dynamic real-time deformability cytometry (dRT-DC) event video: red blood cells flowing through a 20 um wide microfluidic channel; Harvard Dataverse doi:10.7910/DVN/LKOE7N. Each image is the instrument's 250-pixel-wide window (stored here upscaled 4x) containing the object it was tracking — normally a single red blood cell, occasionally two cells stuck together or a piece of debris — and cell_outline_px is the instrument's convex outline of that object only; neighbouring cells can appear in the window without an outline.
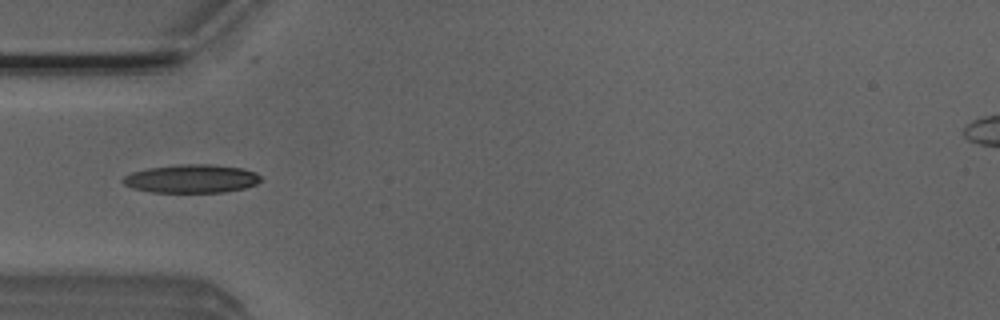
{"species": "Egyptian fruit bat (a non-hibernating species)", "species_latin": "Rousettus aegyptiacus", "temperature_condition": "room temperature", "stored_images_in_passage": 4, "camera_frame_rate_fps": 3000, "um_per_image_px": 0.085, "animal": {"sex": "male"}, "frame": {"image": 1, "passage_image": 4, "time_ms": 1.0, "image_size_px": [1000, 320], "cell_outline_px": [[264, 180], [256, 184], [244, 188], [224, 192], [152, 192], [132, 188], [124, 184], [120, 180], [124, 176], [132, 172], [148, 168], [176, 164], [212, 164], [240, 168], [256, 172]], "centroid_in_image_um": [16.28, 15.18], "position_along_channel_um": 68.7, "area_um2": 22.95}}